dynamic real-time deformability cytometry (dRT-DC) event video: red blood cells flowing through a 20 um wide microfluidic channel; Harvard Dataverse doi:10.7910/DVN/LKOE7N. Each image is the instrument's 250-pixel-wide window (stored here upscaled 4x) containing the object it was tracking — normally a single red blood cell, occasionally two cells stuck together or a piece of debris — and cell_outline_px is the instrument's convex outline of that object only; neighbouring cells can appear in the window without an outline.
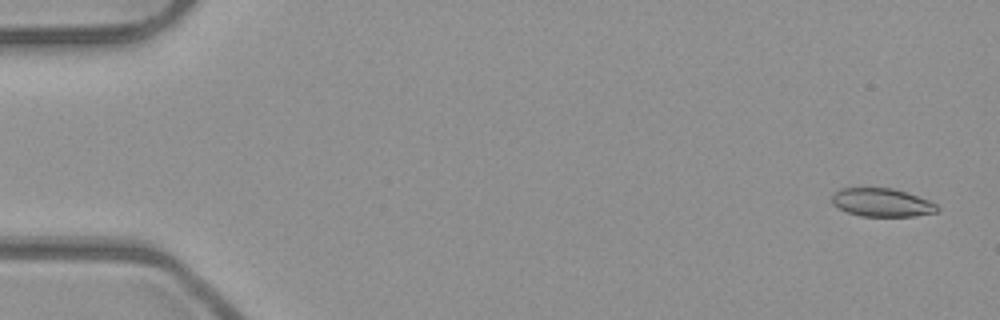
{"species": "common noctule bat (a hibernating species)", "species_latin": "Nyctalus noctula", "temperature_condition": "room temperature", "stored_images_in_passage": 54, "camera_frame_rate_fps": 3000, "um_per_image_px": 0.085, "animal": {"sex": "male", "body_mass_g": 23.1, "forearm_length_mm": 52.7}, "frame": {"image": 1, "passage_image": 3, "time_ms": 0.667, "image_size_px": [1000, 320], "cell_outline_px": [[940, 208], [936, 212], [912, 216], [860, 216], [848, 212], [832, 204], [832, 196], [840, 188], [892, 188], [908, 192], [928, 200], [936, 204]], "centroid_in_image_um": [74.97, 17.21], "position_along_channel_um": 10.0, "area_um2": 17.28}}
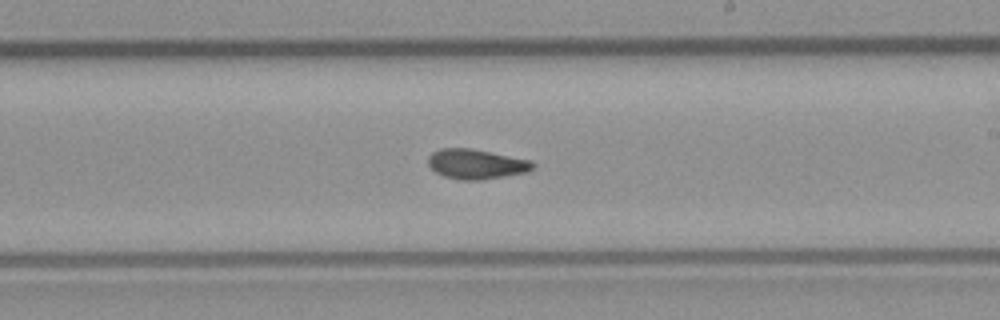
{"frame": {"image": 2, "passage_image": 32, "time_ms": 10.333, "image_size_px": [1000, 320], "cell_outline_px": [[536, 164], [528, 172], [480, 180], [460, 180], [444, 176], [436, 172], [428, 164], [428, 156], [432, 152], [440, 148], [468, 148], [532, 160]], "centroid_in_image_um": [40.48, 13.94], "position_along_channel_um": 248.5, "area_um2": 18.15}}
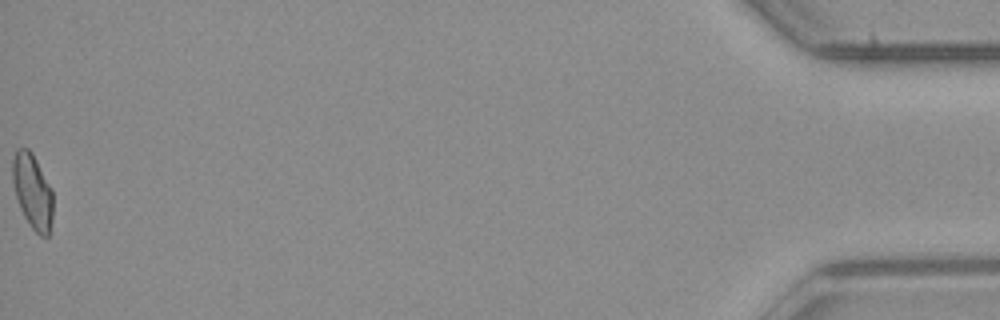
{"frame": {"image": 3, "passage_image": 54, "time_ms": 17.667, "image_size_px": [1000, 320], "cell_outline_px": [[52, 220], [48, 236], [40, 236], [32, 228], [24, 216], [20, 208], [16, 196], [12, 180], [12, 160], [16, 148], [28, 148], [32, 152], [52, 188]], "centroid_in_image_um": [2.76, 16.24], "position_along_channel_um": 432.4, "area_um2": 17.69}, "authors_computed_cell_mechanics": {"area_um2": 17.918, "velocity_mm_per_s": 3.9413, "shape_relaxation_time_tau1_ms": null, "shape_relaxation_time_tau2_ms": 3.1586, "deformation_change_tau1": null, "deformation_change_tau2": 0.0865}}